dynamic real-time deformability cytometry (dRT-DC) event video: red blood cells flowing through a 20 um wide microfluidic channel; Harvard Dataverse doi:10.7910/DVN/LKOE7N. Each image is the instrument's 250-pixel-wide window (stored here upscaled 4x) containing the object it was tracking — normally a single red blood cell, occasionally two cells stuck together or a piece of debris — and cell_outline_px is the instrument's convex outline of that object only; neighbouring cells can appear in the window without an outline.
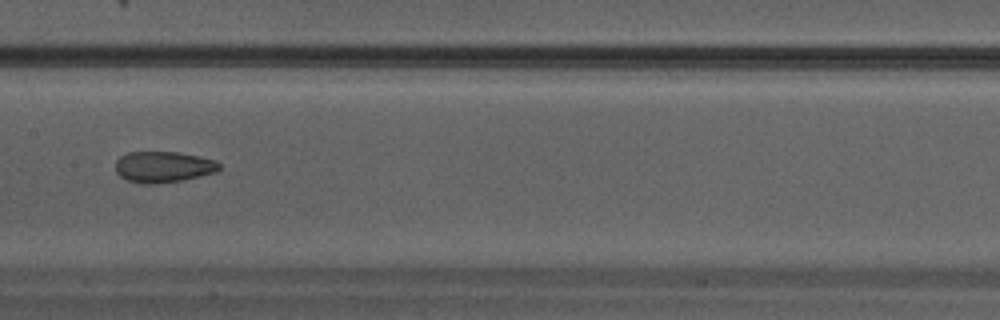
{"species": "Egyptian fruit bat (a non-hibernating species)", "species_latin": "Rousettus aegyptiacus", "temperature_condition": "warm", "stored_images_in_passage": 24, "camera_frame_rate_fps": 3000, "um_per_image_px": 0.085, "animal": {"sex": "male"}, "frame": {"image": 1, "passage_image": 8, "time_ms": 2.333, "image_size_px": [1000, 320], "cell_outline_px": [[220, 168], [216, 172], [180, 180], [148, 184], [140, 184], [128, 180], [120, 176], [116, 172], [116, 160], [120, 156], [128, 152], [176, 152], [216, 160], [220, 164]], "centroid_in_image_um": [13.85, 14.18], "position_along_channel_um": 193.6, "area_um2": 18.55}}
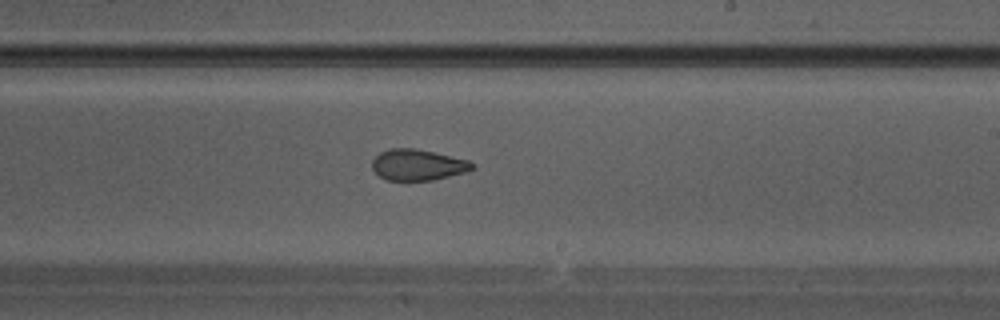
{"frame": {"image": 2, "passage_image": 11, "time_ms": 3.333, "image_size_px": [1000, 320], "cell_outline_px": [[476, 168], [464, 172], [432, 180], [384, 180], [372, 168], [372, 160], [380, 152], [388, 148], [416, 148], [468, 160], [476, 164]], "centroid_in_image_um": [35.5, 14.0], "position_along_channel_um": 253.5, "area_um2": 18.09}}